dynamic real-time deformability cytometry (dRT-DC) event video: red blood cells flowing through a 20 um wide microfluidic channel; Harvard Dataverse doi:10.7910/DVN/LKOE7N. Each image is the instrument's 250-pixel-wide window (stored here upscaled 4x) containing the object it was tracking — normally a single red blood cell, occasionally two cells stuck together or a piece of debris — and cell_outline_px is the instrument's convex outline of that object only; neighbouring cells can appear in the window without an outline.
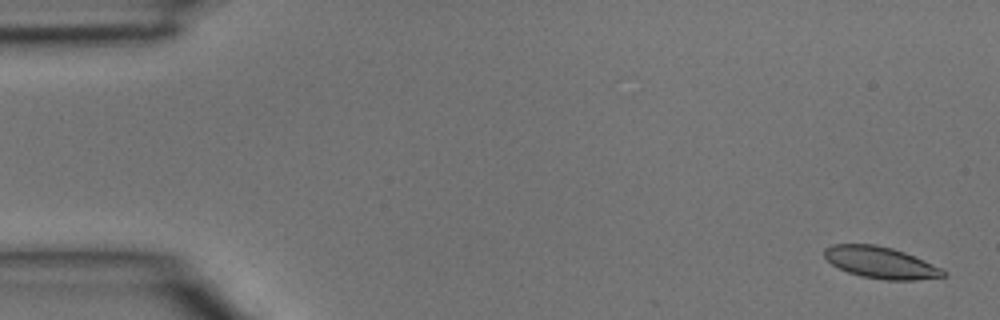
{"species": "common noctule bat (a hibernating species)", "species_latin": "Nyctalus noctula", "temperature_condition": "room temperature", "stored_images_in_passage": 3, "camera_frame_rate_fps": 3000, "um_per_image_px": 0.085, "animal": {"sex": "male", "body_mass_g": 15.6}, "frame": {"image": 1, "passage_image": 1, "time_ms": 0.0, "image_size_px": [1000, 320], "cell_outline_px": [[948, 276], [916, 280], [884, 280], [860, 276], [848, 272], [832, 264], [824, 256], [824, 248], [832, 244], [876, 244], [892, 248], [904, 252], [940, 268], [948, 272]], "centroid_in_image_um": [74.85, 22.32], "position_along_channel_um": 10.1, "area_um2": 21.85}}
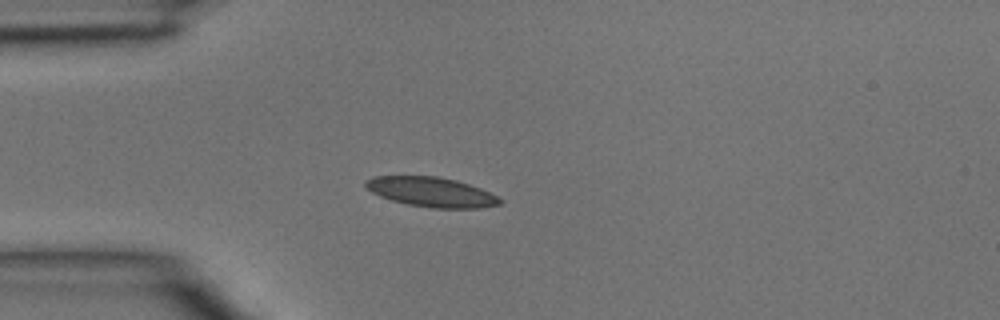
{"frame": {"image": 2, "passage_image": 3, "time_ms": 0.667, "image_size_px": [1000, 320], "cell_outline_px": [[504, 200], [500, 204], [480, 208], [432, 208], [408, 204], [392, 200], [380, 196], [372, 192], [364, 184], [364, 180], [372, 176], [436, 176], [456, 180], [480, 188]], "centroid_in_image_um": [36.65, 16.32], "position_along_channel_um": 48.3, "area_um2": 23.12}}